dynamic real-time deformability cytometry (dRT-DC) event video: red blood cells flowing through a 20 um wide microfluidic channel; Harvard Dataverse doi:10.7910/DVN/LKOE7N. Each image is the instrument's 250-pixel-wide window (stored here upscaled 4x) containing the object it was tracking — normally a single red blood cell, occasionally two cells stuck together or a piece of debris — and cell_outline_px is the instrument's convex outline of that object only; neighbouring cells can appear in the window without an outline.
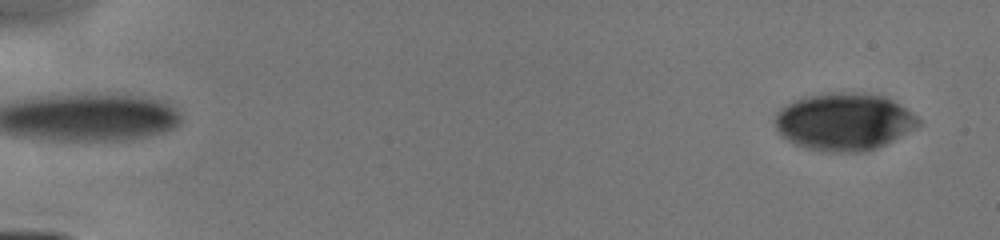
{"species": "human", "species_latin": "Homo sapiens", "temperature_condition": "cold", "stored_images_in_passage": 44, "camera_frame_rate_fps": 3000, "um_per_image_px": 0.085, "donor": {"sex": "male"}, "frame": {"image": 1, "passage_image": 1, "time_ms": 0.0, "image_size_px": [1000, 240], "cell_outline_px": [[920, 124], [892, 140], [876, 148], [860, 152], [832, 152], [808, 148], [796, 144], [788, 140], [776, 128], [772, 120], [776, 112], [780, 108], [804, 96], [828, 92], [856, 92], [884, 96], [892, 100], [916, 116], [920, 120]], "centroid_in_image_um": [71.7, 10.33], "position_along_channel_um": 13.3, "area_um2": 47.57}}
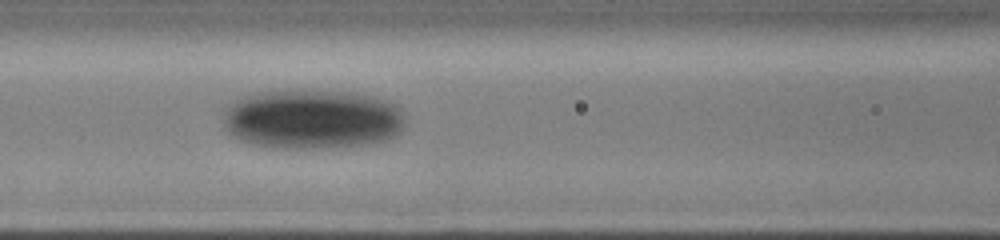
{"frame": {"image": 2, "passage_image": 19, "time_ms": 6.667, "image_size_px": [1000, 240], "cell_outline_px": [[404, 124], [400, 132], [396, 136], [388, 140], [368, 144], [332, 148], [276, 148], [252, 144], [240, 140], [228, 132], [224, 128], [224, 108], [228, 104], [244, 96], [260, 92], [284, 88], [288, 88], [356, 92], [388, 100], [396, 104], [400, 108], [404, 116]], "centroid_in_image_um": [26.55, 10.1], "position_along_channel_um": 140.1, "area_um2": 64.85}}
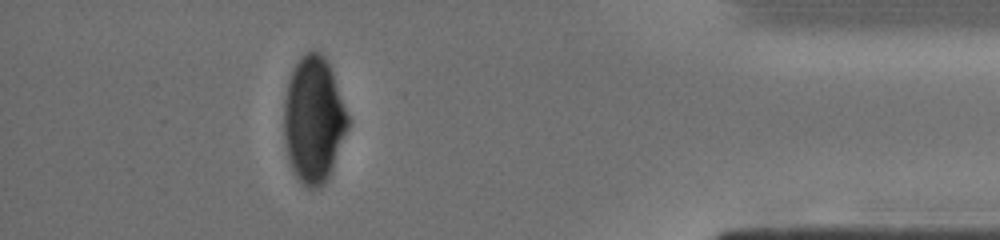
{"frame": {"image": 3, "passage_image": 39, "time_ms": 13.667, "image_size_px": [1000, 240], "cell_outline_px": [[348, 128], [332, 172], [324, 184], [320, 188], [308, 188], [296, 176], [288, 160], [284, 144], [284, 100], [288, 80], [300, 56], [304, 52], [312, 48], [316, 48], [328, 60], [348, 116]], "centroid_in_image_um": [26.65, 10.16], "position_along_channel_um": 408.5, "area_um2": 47.45}}